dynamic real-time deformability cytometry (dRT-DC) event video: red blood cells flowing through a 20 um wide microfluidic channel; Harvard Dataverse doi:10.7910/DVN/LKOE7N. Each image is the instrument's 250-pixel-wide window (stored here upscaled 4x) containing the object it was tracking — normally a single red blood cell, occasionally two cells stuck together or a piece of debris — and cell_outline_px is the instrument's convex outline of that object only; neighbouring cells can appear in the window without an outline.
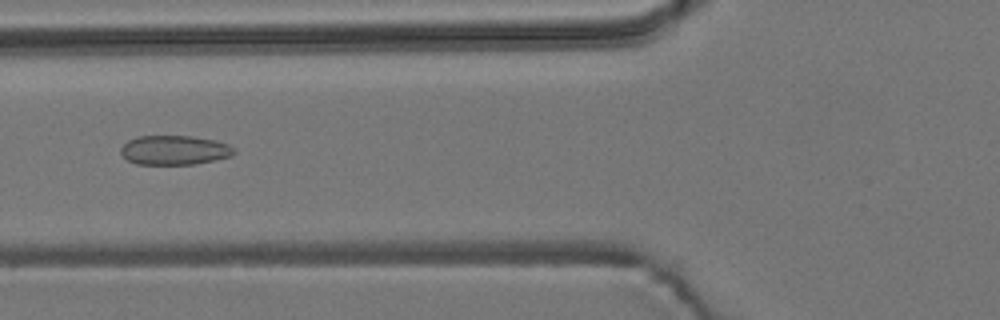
{"species": "common noctule bat (a hibernating species)", "species_latin": "Nyctalus noctula", "temperature_condition": "room temperature", "stored_images_in_passage": 52, "camera_frame_rate_fps": 3000, "um_per_image_px": 0.085, "animal": {"sex": "male", "body_mass_g": 19.2, "forearm_length_mm": 51.8}, "frame": {"image": 1, "passage_image": 18, "time_ms": 5.667, "image_size_px": [1000, 320], "cell_outline_px": [[236, 152], [232, 156], [196, 164], [136, 164], [128, 160], [120, 152], [120, 148], [128, 140], [136, 136], [192, 136], [216, 140], [228, 144]], "centroid_in_image_um": [14.82, 12.75], "position_along_channel_um": 111.0, "area_um2": 19.42}}
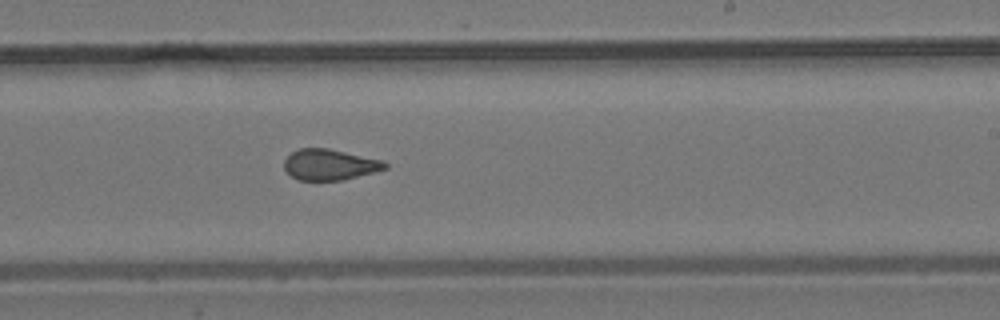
{"frame": {"image": 2, "passage_image": 30, "time_ms": 9.667, "image_size_px": [1000, 320], "cell_outline_px": [[388, 168], [344, 180], [300, 180], [292, 176], [284, 168], [284, 160], [292, 152], [300, 148], [328, 148], [384, 160], [388, 164]], "centroid_in_image_um": [28.05, 13.99], "position_along_channel_um": 260.9, "area_um2": 18.15}}
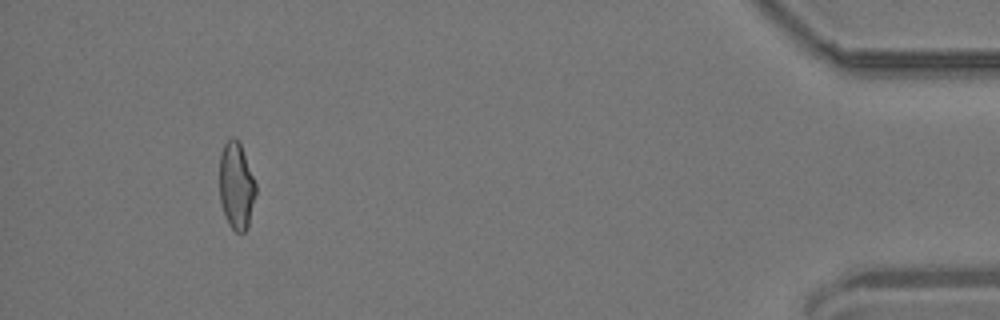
{"frame": {"image": 3, "passage_image": 48, "time_ms": 15.667, "image_size_px": [1000, 320], "cell_outline_px": [[256, 196], [248, 224], [244, 232], [236, 232], [228, 224], [220, 200], [220, 156], [224, 144], [232, 136], [240, 140], [256, 184]], "centroid_in_image_um": [20.1, 15.75], "position_along_channel_um": 415.1, "area_um2": 18.44}, "authors_computed_cell_mechanics": {"area_um2": 19.2763, "velocity_mm_per_s": 3.7486, "shape_relaxation_time_tau1_ms": null, "shape_relaxation_time_tau2_ms": 1.4994, "deformation_change_tau1": null, "deformation_change_tau2": 0.0918}}